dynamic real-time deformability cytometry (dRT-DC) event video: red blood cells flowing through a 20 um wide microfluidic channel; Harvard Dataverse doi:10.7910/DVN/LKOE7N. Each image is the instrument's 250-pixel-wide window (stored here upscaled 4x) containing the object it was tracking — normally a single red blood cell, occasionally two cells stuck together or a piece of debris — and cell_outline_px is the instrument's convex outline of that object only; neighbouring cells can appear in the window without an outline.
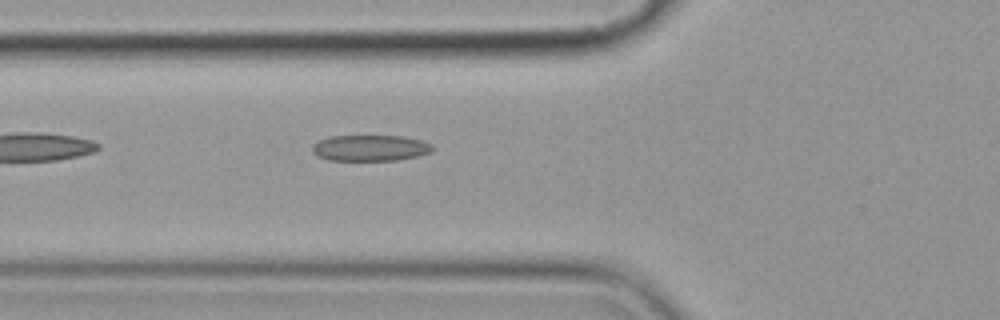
{"species": "common noctule bat (a hibernating species)", "species_latin": "Nyctalus noctula", "temperature_condition": "cold", "stored_images_in_passage": 6, "camera_frame_rate_fps": 3000, "um_per_image_px": 0.085, "animal": {"sex": "female", "body_mass_g": 19.9}, "frame": {"image": 1, "passage_image": 6, "time_ms": 5.667, "image_size_px": [1000, 320], "cell_outline_px": [[432, 152], [416, 156], [396, 160], [328, 160], [312, 152], [312, 144], [328, 136], [404, 136], [420, 140], [432, 144]], "centroid_in_image_um": [31.46, 12.57], "position_along_channel_um": 94.3, "area_um2": 18.15}}